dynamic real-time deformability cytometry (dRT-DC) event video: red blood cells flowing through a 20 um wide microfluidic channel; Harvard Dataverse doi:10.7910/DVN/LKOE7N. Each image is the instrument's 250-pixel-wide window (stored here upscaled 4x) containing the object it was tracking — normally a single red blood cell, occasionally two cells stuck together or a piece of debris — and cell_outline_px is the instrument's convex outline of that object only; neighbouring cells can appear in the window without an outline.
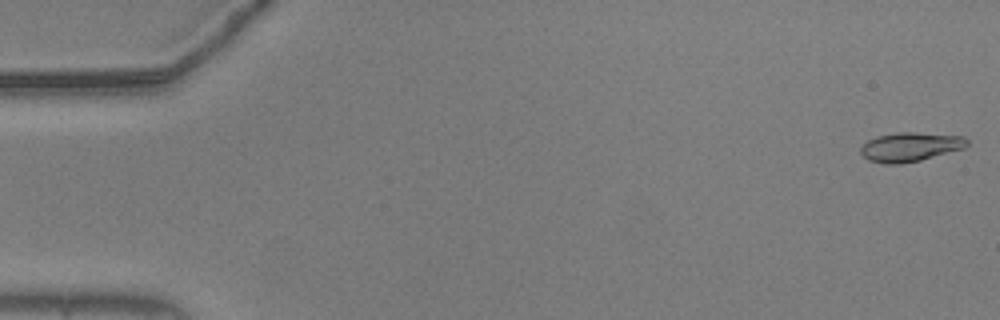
{"species": "common noctule bat (a hibernating species)", "species_latin": "Nyctalus noctula", "temperature_condition": "warm", "stored_images_in_passage": 11, "camera_frame_rate_fps": 3000, "um_per_image_px": 0.085, "animal": {"sex": "male", "body_mass_g": 20.5, "forearm_length_mm": 52.5}, "frame": {"image": 1, "passage_image": 1, "time_ms": 0.0, "image_size_px": [1000, 320], "cell_outline_px": [[968, 144], [964, 148], [920, 160], [900, 164], [884, 164], [868, 160], [860, 152], [860, 148], [868, 140], [876, 136], [900, 132], [916, 132], [964, 136], [968, 140]], "centroid_in_image_um": [77.36, 12.48], "position_along_channel_um": 7.6, "area_um2": 18.03}}